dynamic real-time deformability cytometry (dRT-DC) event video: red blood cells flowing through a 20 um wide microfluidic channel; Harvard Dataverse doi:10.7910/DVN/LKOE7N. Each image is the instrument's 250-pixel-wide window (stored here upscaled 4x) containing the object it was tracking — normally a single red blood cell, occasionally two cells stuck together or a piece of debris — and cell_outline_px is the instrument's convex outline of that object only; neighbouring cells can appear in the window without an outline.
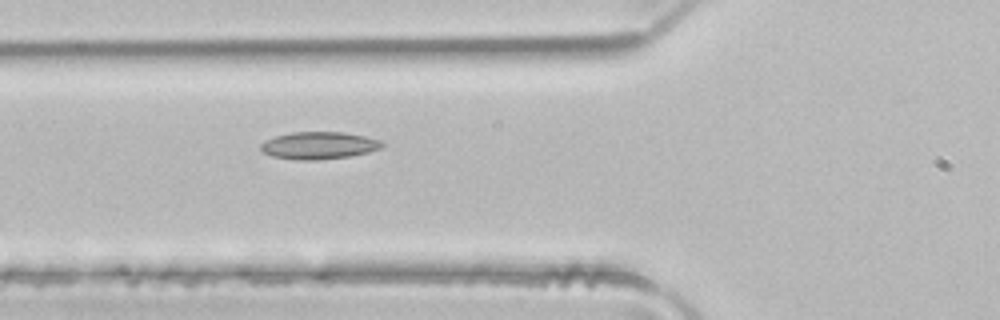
{"species": "common noctule bat (a hibernating species)", "species_latin": "Nyctalus noctula", "temperature_condition": "room temperature", "stored_images_in_passage": 5, "camera_frame_rate_fps": 3000, "um_per_image_px": 0.085, "animal": {"sex": "male", "body_mass_g": 21.5, "forearm_length_mm": 52.0}, "frame": {"image": 1, "passage_image": 5, "time_ms": 1.333, "image_size_px": [1000, 320], "cell_outline_px": [[384, 144], [380, 148], [368, 152], [348, 156], [316, 160], [300, 160], [272, 156], [264, 152], [260, 148], [260, 144], [276, 136], [292, 132], [344, 132], [364, 136], [380, 140]], "centroid_in_image_um": [27.11, 12.36], "position_along_channel_um": 98.7, "area_um2": 19.02}}